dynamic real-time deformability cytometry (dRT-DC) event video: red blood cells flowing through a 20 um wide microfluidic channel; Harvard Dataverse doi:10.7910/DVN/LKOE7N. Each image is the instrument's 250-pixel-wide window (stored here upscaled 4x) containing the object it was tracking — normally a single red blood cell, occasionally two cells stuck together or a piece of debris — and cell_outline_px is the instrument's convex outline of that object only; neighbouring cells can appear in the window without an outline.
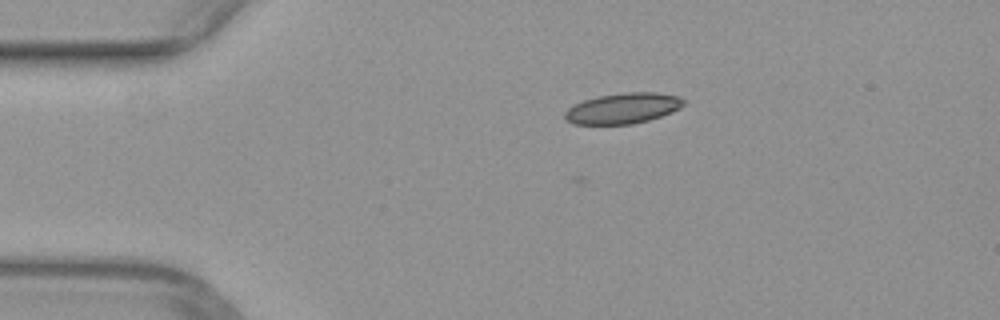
{"species": "common noctule bat (a hibernating species)", "species_latin": "Nyctalus noctula", "temperature_condition": "warm", "stored_images_in_passage": 41, "camera_frame_rate_fps": 3000, "um_per_image_px": 0.085, "animal": {"sex": "female", "body_mass_g": 29.2, "forearm_length_mm": 56.3}, "frame": {"image": 1, "passage_image": 1, "time_ms": 0.0, "image_size_px": [1000, 320], "cell_outline_px": [[684, 104], [680, 108], [672, 112], [648, 120], [632, 124], [572, 124], [564, 120], [564, 112], [568, 108], [584, 100], [600, 96], [624, 92], [656, 92], [680, 96], [684, 100]], "centroid_in_image_um": [52.95, 9.21], "position_along_channel_um": 32.1, "area_um2": 21.21}}
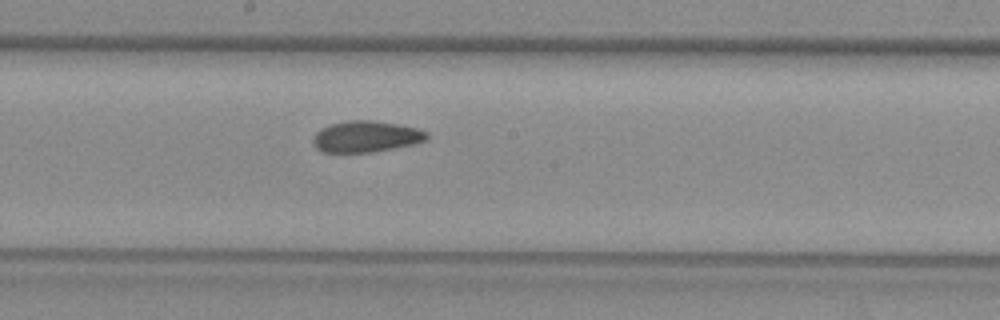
{"frame": {"image": 2, "passage_image": 18, "time_ms": 5.667, "image_size_px": [1000, 320], "cell_outline_px": [[428, 140], [412, 144], [372, 152], [324, 152], [316, 148], [312, 140], [316, 132], [320, 128], [332, 124], [348, 120], [372, 120], [396, 124], [416, 128], [428, 132]], "centroid_in_image_um": [31.1, 11.6], "position_along_channel_um": 217.1, "area_um2": 20.58}}
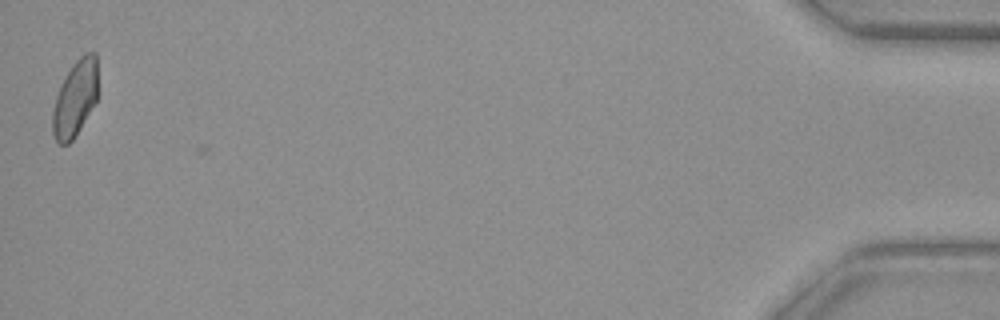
{"frame": {"image": 3, "passage_image": 41, "time_ms": 13.333, "image_size_px": [1000, 320], "cell_outline_px": [[96, 100], [80, 128], [72, 140], [68, 144], [60, 144], [56, 140], [52, 132], [52, 112], [56, 96], [60, 84], [72, 64], [84, 52], [96, 52]], "centroid_in_image_um": [6.36, 8.35], "position_along_channel_um": 428.8, "area_um2": 19.83}}